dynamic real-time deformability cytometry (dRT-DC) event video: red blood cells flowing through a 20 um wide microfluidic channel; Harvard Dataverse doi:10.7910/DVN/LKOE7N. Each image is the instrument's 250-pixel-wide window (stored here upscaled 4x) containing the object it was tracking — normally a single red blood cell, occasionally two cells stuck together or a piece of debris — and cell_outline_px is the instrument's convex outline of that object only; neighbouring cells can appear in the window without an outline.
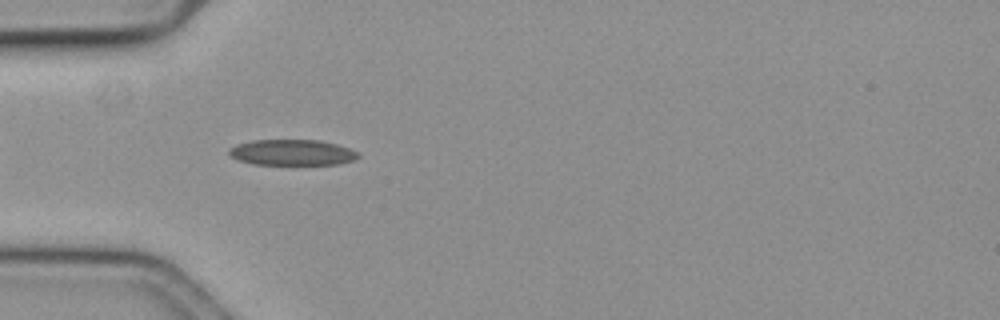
{"species": "common noctule bat (a hibernating species)", "species_latin": "Nyctalus noctula", "temperature_condition": "cold", "stored_images_in_passage": 35, "camera_frame_rate_fps": 3000, "um_per_image_px": 0.085, "animal": {"sex": "female", "body_mass_g": 19.3, "forearm_length_mm": 54.1}, "frame": {"image": 1, "passage_image": 4, "time_ms": 1.0, "image_size_px": [1000, 320], "cell_outline_px": [[360, 156], [356, 160], [336, 164], [252, 164], [240, 160], [232, 156], [228, 152], [228, 148], [236, 144], [252, 140], [320, 140], [336, 144], [360, 152]], "centroid_in_image_um": [24.85, 12.95], "position_along_channel_um": 60.1, "area_um2": 19.42}}
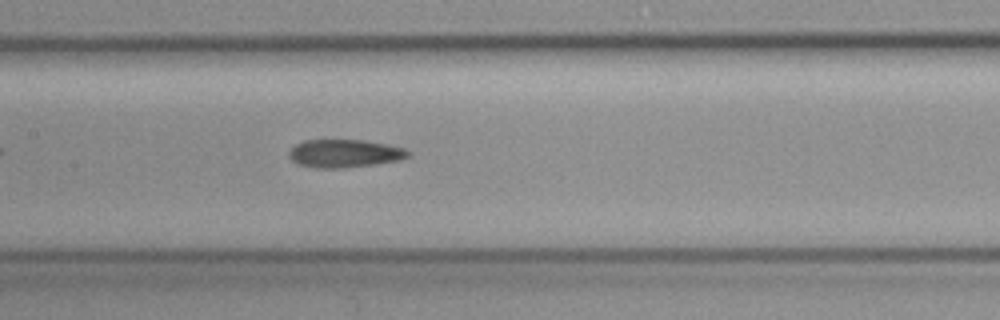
{"frame": {"image": 2, "passage_image": 14, "time_ms": 4.333, "image_size_px": [1000, 320], "cell_outline_px": [[412, 152], [408, 156], [400, 160], [372, 164], [340, 168], [316, 168], [300, 164], [292, 160], [288, 156], [288, 152], [296, 144], [304, 140], [364, 140], [388, 144], [404, 148]], "centroid_in_image_um": [29.3, 13.03], "position_along_channel_um": 178.1, "area_um2": 19.36}}
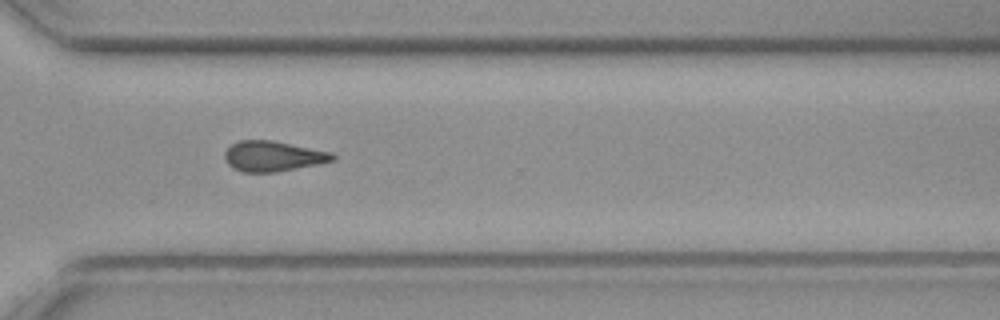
{"frame": {"image": 3, "passage_image": 28, "time_ms": 9.0, "image_size_px": [1000, 320], "cell_outline_px": [[336, 160], [276, 172], [244, 172], [232, 168], [224, 160], [224, 152], [232, 144], [240, 140], [272, 140], [332, 152], [336, 156]], "centroid_in_image_um": [23.19, 13.27], "position_along_channel_um": 347.4, "area_um2": 19.07}, "authors_computed_cell_mechanics": {"area_um2": 19.4208, "velocity_mm_per_s": 3.6343, "shape_relaxation_time_tau1_ms": null, "shape_relaxation_time_tau2_ms": 10.9206, "deformation_change_tau1": null, "deformation_change_tau2": 0.1761}}